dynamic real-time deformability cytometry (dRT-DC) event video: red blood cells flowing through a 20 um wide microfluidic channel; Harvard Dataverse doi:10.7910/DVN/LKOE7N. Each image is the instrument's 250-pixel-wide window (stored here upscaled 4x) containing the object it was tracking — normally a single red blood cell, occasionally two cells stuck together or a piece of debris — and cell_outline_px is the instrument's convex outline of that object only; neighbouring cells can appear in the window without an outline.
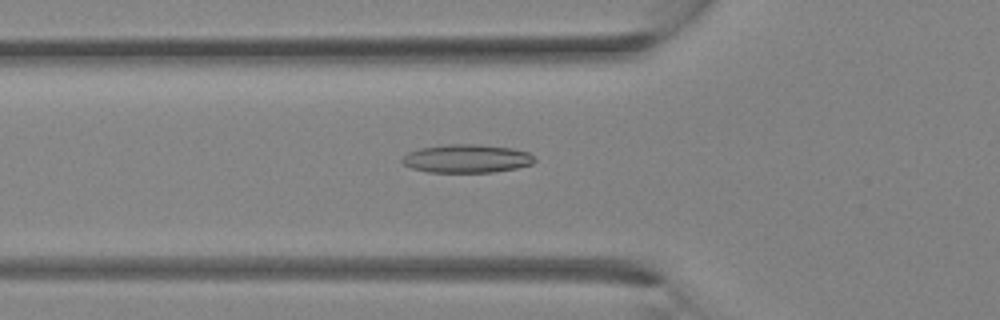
{"species": "Egyptian fruit bat (a non-hibernating species)", "species_latin": "Rousettus aegyptiacus", "temperature_condition": "room temperature", "stored_images_in_passage": 29, "camera_frame_rate_fps": 3000, "um_per_image_px": 0.085, "animal": {"sex": "female"}, "frame": {"image": 1, "passage_image": 9, "time_ms": 2.667, "image_size_px": [1000, 320], "cell_outline_px": [[536, 160], [532, 164], [516, 168], [492, 172], [428, 172], [412, 168], [404, 164], [400, 160], [408, 152], [420, 148], [448, 144], [476, 144], [512, 148], [528, 152]], "centroid_in_image_um": [39.66, 13.48], "position_along_channel_um": 86.1, "area_um2": 21.79}}
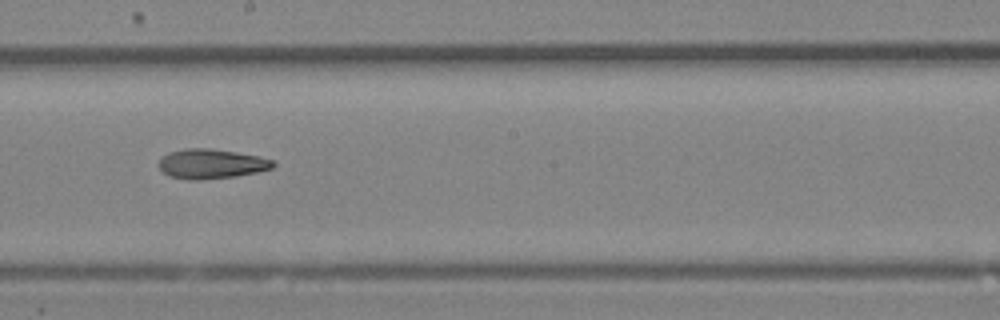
{"frame": {"image": 2, "passage_image": 16, "time_ms": 5.0, "image_size_px": [1000, 320], "cell_outline_px": [[276, 164], [272, 168], [256, 172], [236, 176], [200, 180], [188, 180], [168, 176], [156, 164], [168, 152], [184, 148], [208, 148], [236, 152], [256, 156], [272, 160]], "centroid_in_image_um": [17.91, 13.93], "position_along_channel_um": 230.3, "area_um2": 19.71}}
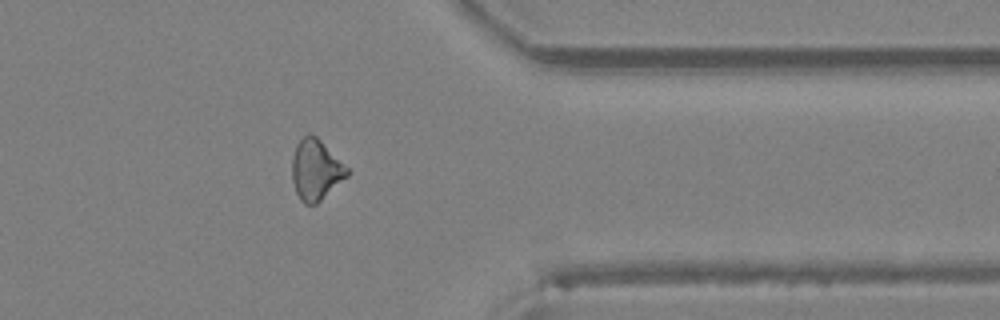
{"frame": {"image": 3, "passage_image": 24, "time_ms": 7.667, "image_size_px": [1000, 320], "cell_outline_px": [[348, 176], [316, 204], [304, 204], [300, 200], [296, 192], [292, 180], [292, 156], [296, 144], [308, 132], [316, 136], [348, 168]], "centroid_in_image_um": [26.82, 14.44], "position_along_channel_um": 384.6, "area_um2": 19.31}}